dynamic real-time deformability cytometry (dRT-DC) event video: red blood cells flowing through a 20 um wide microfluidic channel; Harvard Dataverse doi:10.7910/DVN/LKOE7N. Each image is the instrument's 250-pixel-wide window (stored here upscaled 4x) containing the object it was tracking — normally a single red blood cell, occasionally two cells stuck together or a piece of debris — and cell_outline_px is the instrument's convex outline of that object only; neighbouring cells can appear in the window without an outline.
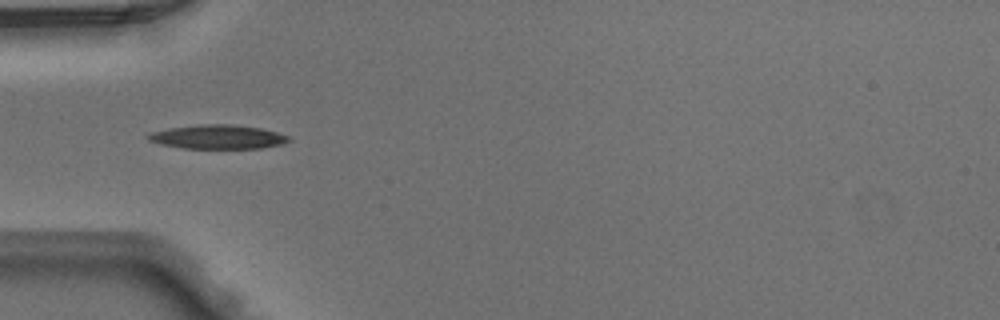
{"species": "Egyptian fruit bat (a non-hibernating species)", "species_latin": "Rousettus aegyptiacus", "temperature_condition": "warm", "stored_images_in_passage": 16, "camera_frame_rate_fps": 3000, "um_per_image_px": 0.085, "animal": {"sex": "male"}, "frame": {"image": 1, "passage_image": 2, "time_ms": 0.333, "image_size_px": [1000, 320], "cell_outline_px": [[292, 140], [280, 144], [260, 148], [184, 148], [160, 144], [148, 140], [144, 136], [148, 132], [168, 128], [200, 124], [232, 124], [260, 128], [276, 132], [288, 136]], "centroid_in_image_um": [18.44, 11.63], "position_along_channel_um": 66.6, "area_um2": 19.71}}
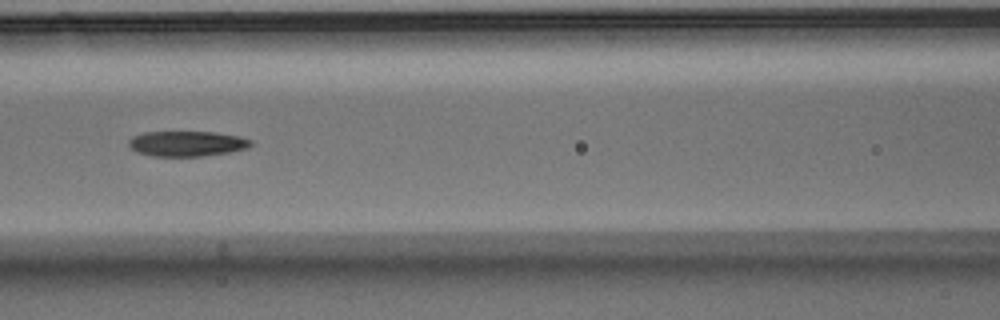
{"frame": {"image": 2, "passage_image": 8, "time_ms": 2.333, "image_size_px": [1000, 320], "cell_outline_px": [[252, 144], [248, 148], [228, 152], [204, 156], [152, 156], [136, 152], [128, 144], [128, 140], [132, 136], [144, 132], [216, 132], [240, 136], [252, 140]], "centroid_in_image_um": [15.89, 12.2], "position_along_channel_um": 150.7, "area_um2": 18.09}}
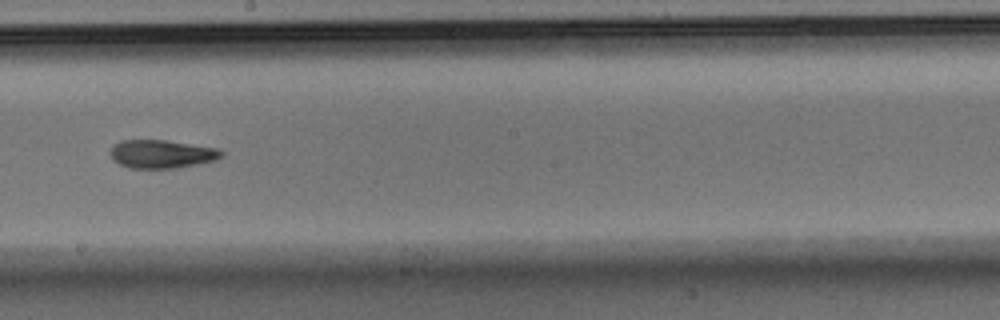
{"frame": {"image": 3, "passage_image": 14, "time_ms": 4.333, "image_size_px": [1000, 320], "cell_outline_px": [[224, 156], [216, 160], [176, 168], [128, 168], [112, 160], [108, 152], [112, 144], [120, 140], [164, 140], [220, 148], [224, 152]], "centroid_in_image_um": [13.72, 13.08], "position_along_channel_um": 234.5, "area_um2": 18.67}}